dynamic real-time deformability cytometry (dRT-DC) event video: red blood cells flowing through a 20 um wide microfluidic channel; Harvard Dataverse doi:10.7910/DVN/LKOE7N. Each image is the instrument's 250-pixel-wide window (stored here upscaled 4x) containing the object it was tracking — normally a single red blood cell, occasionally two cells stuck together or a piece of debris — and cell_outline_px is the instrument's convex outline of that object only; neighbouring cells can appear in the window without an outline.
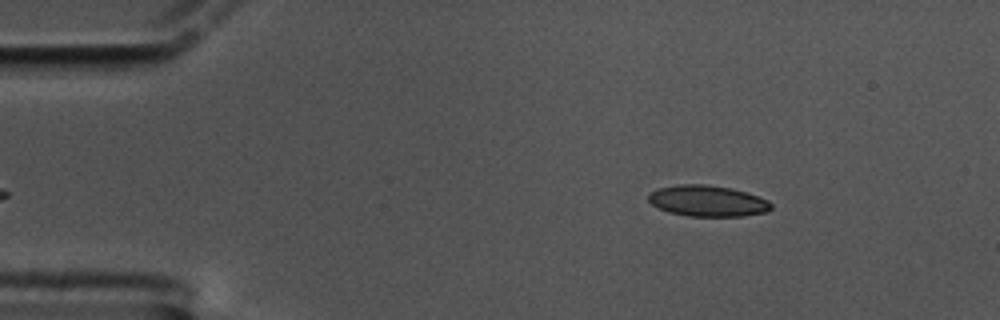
{"species": "common noctule bat (a hibernating species)", "species_latin": "Nyctalus noctula", "temperature_condition": "cold", "stored_images_in_passage": 54, "camera_frame_rate_fps": 3000, "um_per_image_px": 0.085, "animal": {"sex": "male", "body_mass_g": 17.5, "forearm_length_mm": 52.3}, "frame": {"image": 1, "passage_image": 3, "time_ms": 0.667, "image_size_px": [1000, 320], "cell_outline_px": [[772, 208], [768, 212], [744, 216], [688, 216], [668, 212], [652, 204], [648, 200], [648, 192], [656, 188], [676, 184], [704, 184], [732, 188], [748, 192], [768, 200], [772, 204]], "centroid_in_image_um": [60.14, 17.07], "position_along_channel_um": 24.9, "area_um2": 22.54}}
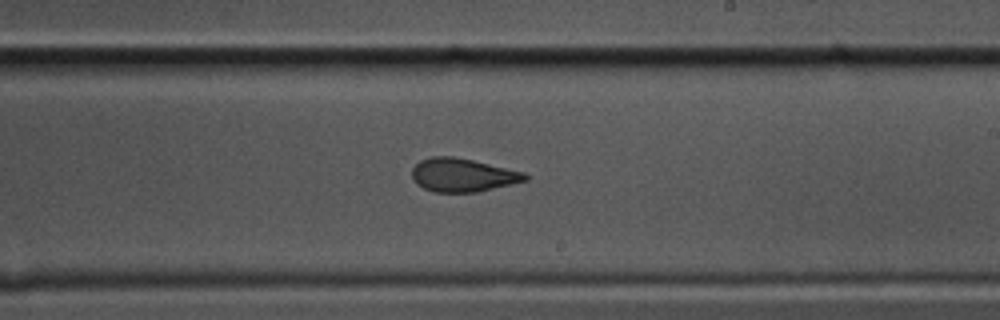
{"frame": {"image": 2, "passage_image": 29, "time_ms": 9.333, "image_size_px": [1000, 320], "cell_outline_px": [[528, 180], [476, 192], [432, 192], [416, 184], [412, 180], [412, 168], [420, 160], [432, 156], [452, 156], [472, 160], [524, 172], [528, 176]], "centroid_in_image_um": [39.28, 14.88], "position_along_channel_um": 249.7, "area_um2": 21.96}}
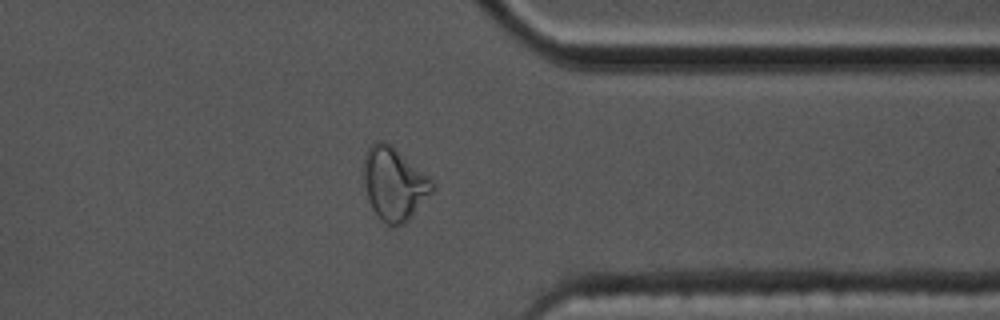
{"frame": {"image": 3, "passage_image": 41, "time_ms": 13.333, "image_size_px": [1000, 320], "cell_outline_px": [[436, 188], [408, 220], [404, 224], [392, 228], [384, 224], [372, 208], [368, 200], [360, 176], [360, 164], [368, 148], [376, 140], [384, 140], [392, 144], [428, 176], [436, 184]], "centroid_in_image_um": [33.44, 15.6], "position_along_channel_um": 378.0, "area_um2": 30.17}, "authors_computed_cell_mechanics": {"area_um2": 22.831, "velocity_mm_per_s": 3.3597, "shape_relaxation_time_tau1_ms": null, "shape_relaxation_time_tau2_ms": 1.4443, "deformation_change_tau1": null, "deformation_change_tau2": 0.0624}}